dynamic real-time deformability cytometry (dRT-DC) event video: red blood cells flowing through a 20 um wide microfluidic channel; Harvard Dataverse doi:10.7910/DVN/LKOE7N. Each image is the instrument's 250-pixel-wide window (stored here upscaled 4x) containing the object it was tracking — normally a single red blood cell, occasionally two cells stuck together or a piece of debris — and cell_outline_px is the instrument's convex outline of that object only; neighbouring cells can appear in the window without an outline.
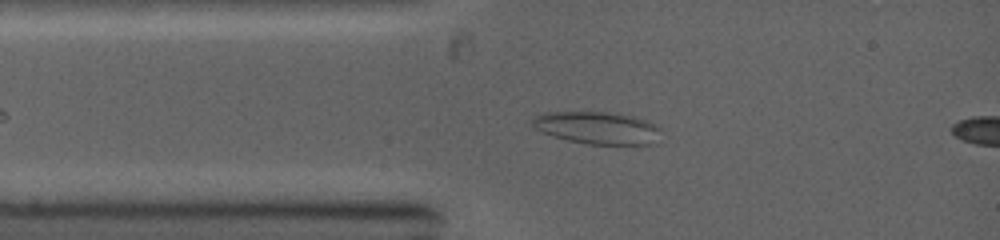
{"species": "common noctule bat (a hibernating species)", "species_latin": "Nyctalus noctula", "temperature_condition": "warm", "stored_images_in_passage": 3, "camera_frame_rate_fps": 5000, "um_per_image_px": 0.085, "animal": {"sex": "female", "body_mass_g": 19.0, "forearm_length_mm": 53.3}, "frame": {"image": 1, "passage_image": 2, "time_ms": 0.6, "image_size_px": [1000, 240], "cell_outline_px": [[660, 128], [656, 144], [588, 144], [568, 140], [544, 132], [536, 128], [532, 124], [532, 120], [536, 116], [544, 112], [608, 112], [636, 116], [656, 124]], "centroid_in_image_um": [50.83, 10.86], "position_along_channel_um": 34.2, "area_um2": 24.1}}